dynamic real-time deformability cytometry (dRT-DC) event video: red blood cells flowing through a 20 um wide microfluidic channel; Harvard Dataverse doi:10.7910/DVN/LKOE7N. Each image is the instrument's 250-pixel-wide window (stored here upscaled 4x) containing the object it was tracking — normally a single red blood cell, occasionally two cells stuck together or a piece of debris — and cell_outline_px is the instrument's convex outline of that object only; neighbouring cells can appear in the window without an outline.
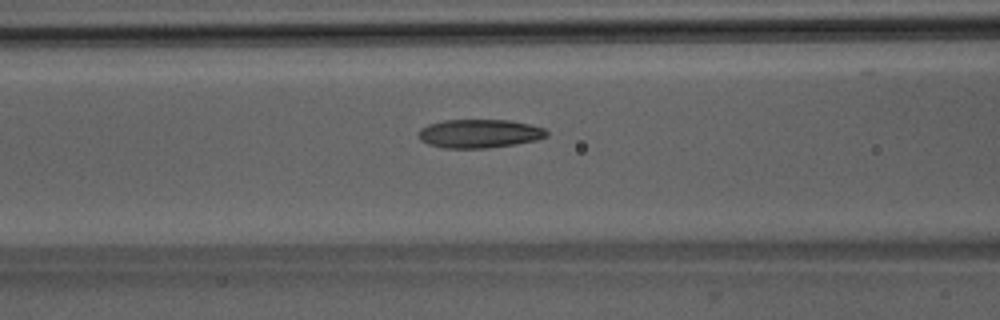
{"species": "Egyptian fruit bat (a non-hibernating species)", "species_latin": "Rousettus aegyptiacus", "temperature_condition": "room temperature", "stored_images_in_passage": 37, "camera_frame_rate_fps": 3000, "um_per_image_px": 0.085, "animal": {"sex": "male"}, "frame": {"image": 1, "passage_image": 13, "time_ms": 4.0, "image_size_px": [1000, 320], "cell_outline_px": [[548, 136], [536, 140], [516, 144], [488, 148], [444, 148], [428, 144], [420, 140], [420, 128], [428, 124], [444, 120], [512, 120], [544, 128], [548, 132]], "centroid_in_image_um": [40.76, 11.35], "position_along_channel_um": 125.8, "area_um2": 21.39}}
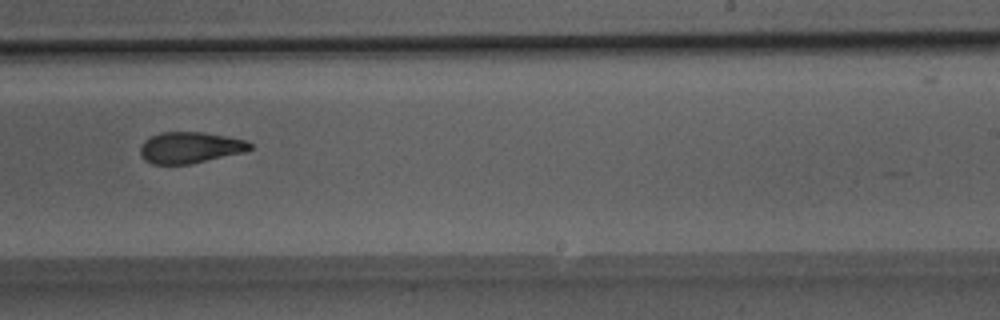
{"frame": {"image": 2, "passage_image": 24, "time_ms": 7.667, "image_size_px": [1000, 320], "cell_outline_px": [[252, 148], [244, 152], [188, 164], [152, 164], [144, 160], [140, 156], [140, 148], [144, 140], [160, 132], [204, 132], [248, 140], [252, 144]], "centroid_in_image_um": [16.15, 12.53], "position_along_channel_um": 272.9, "area_um2": 20.0}}
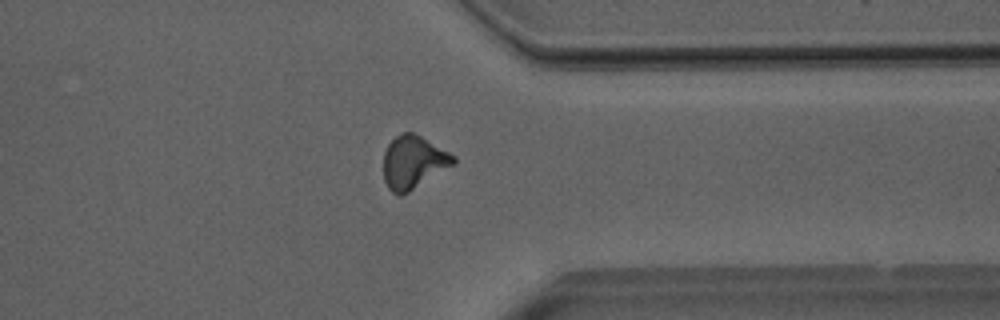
{"frame": {"image": 3, "passage_image": 32, "time_ms": 10.333, "image_size_px": [1000, 320], "cell_outline_px": [[456, 164], [408, 192], [400, 196], [392, 192], [388, 188], [384, 180], [384, 152], [388, 144], [400, 132], [412, 132], [420, 136], [456, 156]], "centroid_in_image_um": [35.14, 13.79], "position_along_channel_um": 376.3, "area_um2": 21.56}, "authors_computed_cell_mechanics": {"area_um2": 21.1548, "velocity_mm_per_s": 4.0189, "shape_relaxation_time_tau1_ms": 8.3455, "shape_relaxation_time_tau2_ms": 2.7492, "deformation_change_tau1": 0.2021, "deformation_change_tau2": 0.1011}}